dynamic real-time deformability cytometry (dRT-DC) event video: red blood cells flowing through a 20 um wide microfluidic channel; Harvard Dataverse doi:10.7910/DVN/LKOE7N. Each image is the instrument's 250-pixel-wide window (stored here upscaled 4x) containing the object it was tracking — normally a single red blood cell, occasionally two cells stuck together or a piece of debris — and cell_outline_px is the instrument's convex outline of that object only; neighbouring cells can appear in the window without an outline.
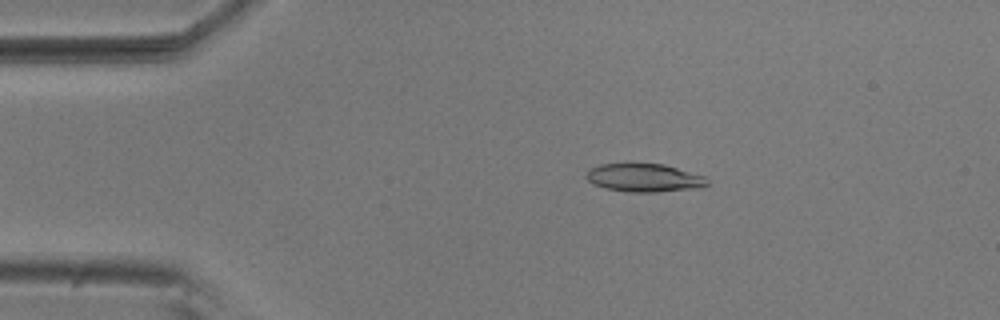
{"species": "common noctule bat (a hibernating species)", "species_latin": "Nyctalus noctula", "temperature_condition": "room temperature", "stored_images_in_passage": 10, "camera_frame_rate_fps": 3000, "um_per_image_px": 0.085, "animal": {"sex": "male", "body_mass_g": 20.5, "forearm_length_mm": 52.5}, "frame": {"image": 1, "passage_image": 2, "time_ms": 0.333, "image_size_px": [1000, 320], "cell_outline_px": [[708, 184], [704, 188], [656, 192], [628, 192], [604, 188], [592, 184], [584, 176], [592, 168], [600, 164], [664, 164], [704, 176], [708, 180]], "centroid_in_image_um": [54.78, 15.13], "position_along_channel_um": 30.2, "area_um2": 19.94}}
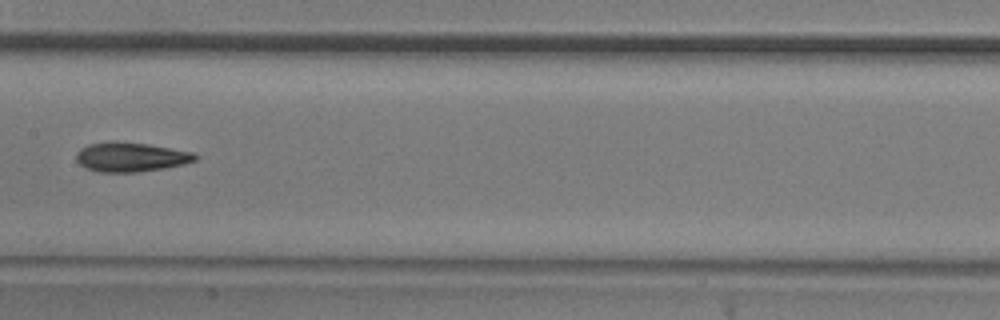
{"frame": {"image": 2, "passage_image": 7, "time_ms": 2.0, "image_size_px": [1000, 320], "cell_outline_px": [[200, 156], [196, 160], [164, 168], [136, 172], [100, 172], [88, 168], [80, 164], [76, 160], [76, 152], [80, 148], [88, 144], [108, 140], [116, 140], [148, 144], [192, 152]], "centroid_in_image_um": [11.07, 13.32], "position_along_channel_um": 196.3, "area_um2": 20.46}}
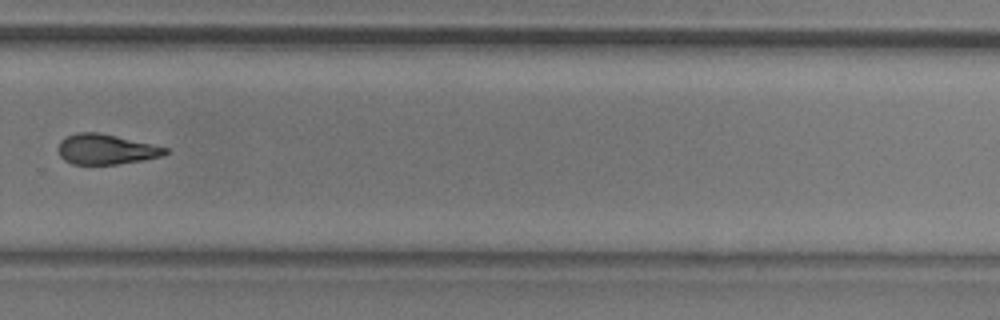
{"frame": {"image": 3, "passage_image": 10, "time_ms": 3.0, "image_size_px": [1000, 320], "cell_outline_px": [[168, 152], [164, 156], [144, 160], [116, 164], [72, 164], [64, 160], [60, 156], [60, 140], [76, 132], [100, 132], [152, 144], [168, 148]], "centroid_in_image_um": [9.04, 12.69], "position_along_channel_um": 320.8, "area_um2": 18.79}}